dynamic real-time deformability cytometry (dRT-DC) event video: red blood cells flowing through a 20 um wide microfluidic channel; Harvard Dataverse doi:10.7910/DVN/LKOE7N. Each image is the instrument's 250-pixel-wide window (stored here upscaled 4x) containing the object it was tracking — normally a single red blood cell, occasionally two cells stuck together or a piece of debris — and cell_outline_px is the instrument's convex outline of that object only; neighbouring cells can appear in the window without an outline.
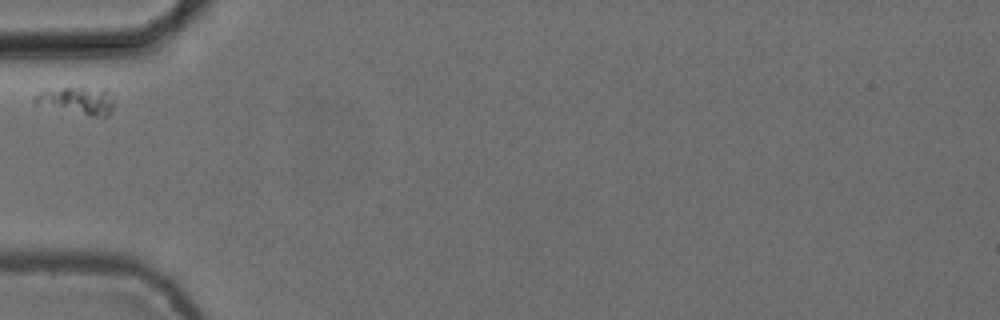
{"species": "common noctule bat (a hibernating species)", "species_latin": "Nyctalus noctula", "temperature_condition": "cold", "stored_images_in_passage": 4, "camera_frame_rate_fps": 3000, "um_per_image_px": 0.085, "animal": {"sex": "female", "body_mass_g": 24.6, "forearm_length_mm": 56.2}, "frame": {"image": 1, "passage_image": 1, "time_ms": 0.0, "image_size_px": [1000, 320], "cell_outline_px": [[116, 104], [108, 116], [92, 116], [36, 104], [32, 100], [44, 88], [108, 88]], "centroid_in_image_um": [6.63, 8.53], "position_along_channel_um": 78.4, "area_um2": 12.83}}
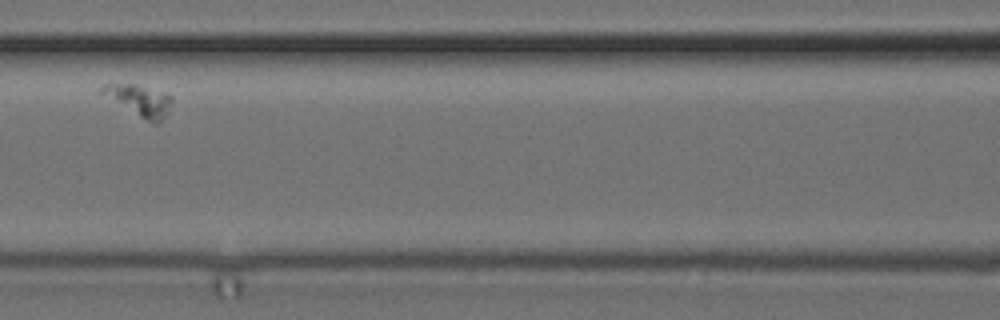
{"frame": {"image": 2, "passage_image": 3, "time_ms": 0.667, "image_size_px": [1000, 320], "cell_outline_px": [[172, 100], [164, 116], [156, 124], [140, 116], [96, 92], [104, 84], [132, 84], [164, 92], [172, 96]], "centroid_in_image_um": [11.78, 8.49], "position_along_channel_um": 154.8, "area_um2": 12.25}}
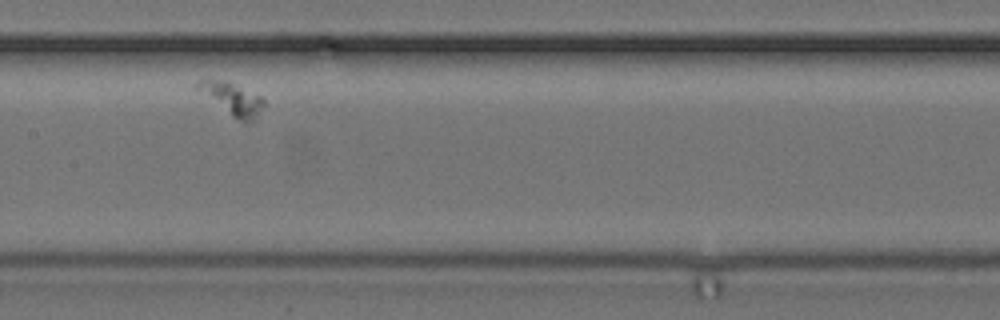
{"frame": {"image": 3, "passage_image": 4, "time_ms": 1.0, "image_size_px": [1000, 320], "cell_outline_px": [[264, 104], [256, 116], [248, 124], [244, 124], [232, 116], [196, 88], [196, 84], [200, 80], [224, 80], [260, 96], [264, 100]], "centroid_in_image_um": [19.76, 8.42], "position_along_channel_um": 187.6, "area_um2": 11.85}}